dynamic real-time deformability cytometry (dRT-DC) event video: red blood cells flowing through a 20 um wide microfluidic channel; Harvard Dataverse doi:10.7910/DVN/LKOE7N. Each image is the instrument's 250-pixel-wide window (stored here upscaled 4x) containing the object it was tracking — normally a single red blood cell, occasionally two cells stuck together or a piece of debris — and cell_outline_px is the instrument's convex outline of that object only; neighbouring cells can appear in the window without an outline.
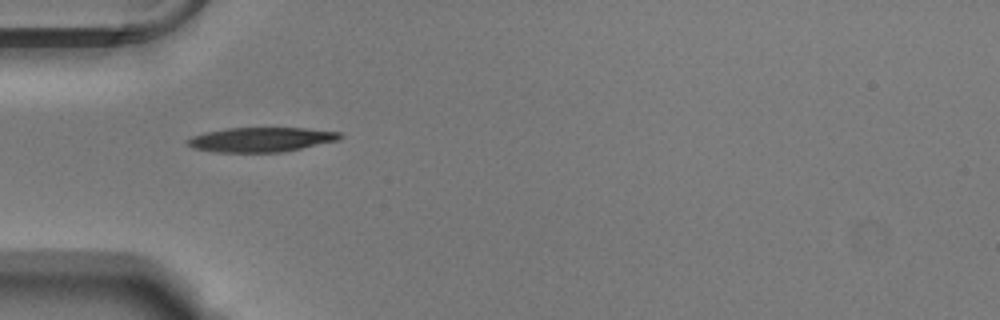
{"species": "Egyptian fruit bat (a non-hibernating species)", "species_latin": "Rousettus aegyptiacus", "temperature_condition": "warm", "stored_images_in_passage": 37, "camera_frame_rate_fps": 3000, "um_per_image_px": 0.085, "animal": {"sex": "male"}, "frame": {"image": 1, "passage_image": 1, "time_ms": 0.0, "image_size_px": [1000, 320], "cell_outline_px": [[344, 136], [336, 140], [300, 148], [280, 152], [216, 152], [196, 148], [188, 144], [184, 140], [192, 136], [204, 132], [228, 128], [304, 128], [340, 132]], "centroid_in_image_um": [22.15, 11.85], "position_along_channel_um": 62.9, "area_um2": 21.5}}
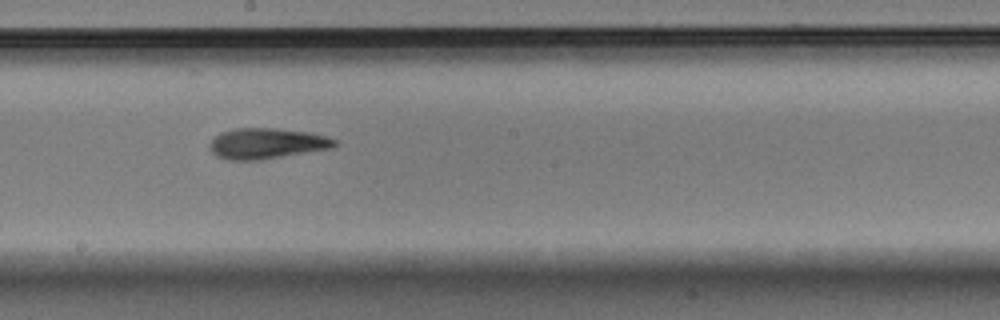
{"frame": {"image": 2, "passage_image": 14, "time_ms": 4.333, "image_size_px": [1000, 320], "cell_outline_px": [[340, 144], [332, 148], [264, 160], [228, 160], [216, 156], [208, 148], [212, 140], [220, 132], [236, 128], [276, 128], [308, 132], [324, 136], [336, 140]], "centroid_in_image_um": [22.67, 12.2], "position_along_channel_um": 225.5, "area_um2": 22.54}}
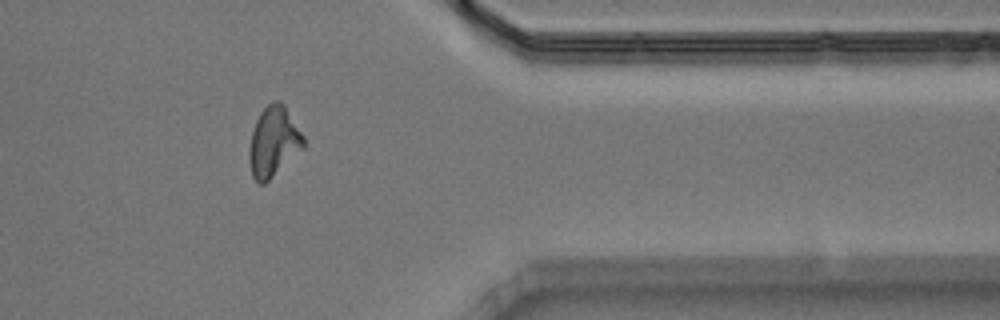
{"frame": {"image": 3, "passage_image": 28, "time_ms": 9.0, "image_size_px": [1000, 320], "cell_outline_px": [[304, 144], [264, 184], [260, 184], [252, 176], [248, 160], [248, 152], [252, 132], [256, 120], [260, 112], [272, 100], [280, 100], [284, 104], [304, 136]], "centroid_in_image_um": [23.21, 11.99], "position_along_channel_um": 388.2, "area_um2": 21.62}, "authors_computed_cell_mechanics": {"area_um2": 21.5016, "velocity_mm_per_s": 3.7874, "shape_relaxation_time_tau1_ms": 5.3523, "shape_relaxation_time_tau2_ms": 5.2435, "deformation_change_tau1": 0.2067, "deformation_change_tau2": 0.1209}}